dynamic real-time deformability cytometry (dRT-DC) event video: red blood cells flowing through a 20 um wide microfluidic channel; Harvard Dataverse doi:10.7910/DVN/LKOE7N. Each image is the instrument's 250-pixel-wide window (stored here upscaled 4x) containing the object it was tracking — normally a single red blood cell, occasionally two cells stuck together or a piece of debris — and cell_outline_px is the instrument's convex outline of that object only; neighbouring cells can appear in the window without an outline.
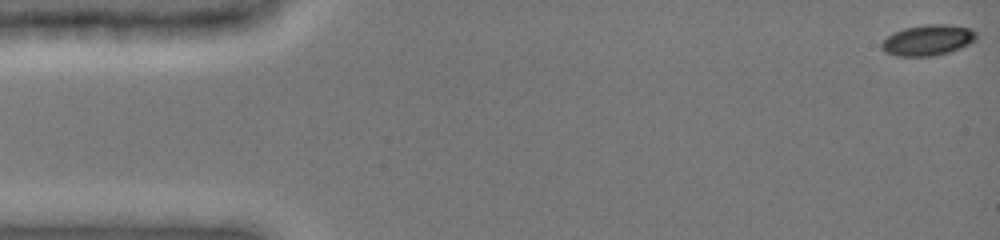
{"species": "common noctule bat (a hibernating species)", "species_latin": "Nyctalus noctula", "temperature_condition": "cold", "stored_images_in_passage": 8, "camera_frame_rate_fps": 3000, "um_per_image_px": 0.085, "animal": {"sex": "female", "body_mass_g": 19.0, "forearm_length_mm": 51.5}, "frame": {"image": 1, "passage_image": 1, "time_ms": 0.0, "image_size_px": [1000, 240], "cell_outline_px": [[976, 40], [960, 48], [948, 52], [932, 56], [896, 56], [884, 52], [880, 48], [880, 44], [892, 32], [904, 28], [928, 24], [948, 24], [972, 28], [976, 32]], "centroid_in_image_um": [78.85, 3.41], "position_along_channel_um": 6.1, "area_um2": 17.11}}
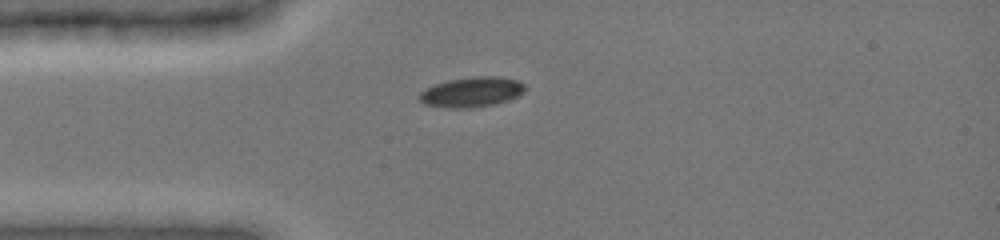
{"frame": {"image": 2, "passage_image": 6, "time_ms": 4.0, "image_size_px": [1000, 240], "cell_outline_px": [[524, 92], [508, 100], [492, 104], [468, 108], [444, 108], [424, 104], [416, 96], [424, 88], [448, 80], [476, 76], [496, 76], [516, 80], [524, 84]], "centroid_in_image_um": [40.02, 7.82], "position_along_channel_um": 45.0, "area_um2": 18.44}}